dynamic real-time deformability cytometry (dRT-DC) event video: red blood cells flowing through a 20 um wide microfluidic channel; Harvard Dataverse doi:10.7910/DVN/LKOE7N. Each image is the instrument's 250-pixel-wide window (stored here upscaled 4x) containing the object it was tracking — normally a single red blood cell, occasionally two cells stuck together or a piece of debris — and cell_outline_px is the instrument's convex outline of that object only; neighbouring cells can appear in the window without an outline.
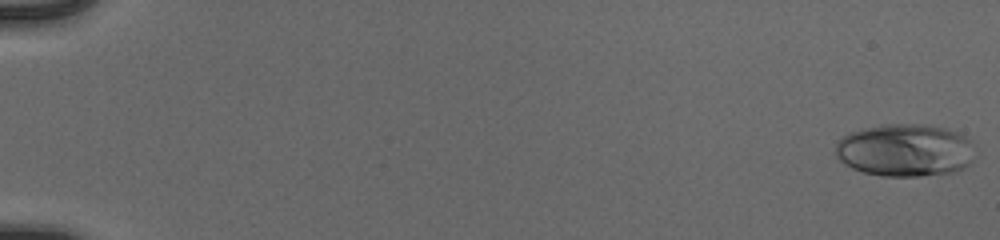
{"species": "human", "species_latin": "Homo sapiens", "temperature_condition": "cold", "stored_images_in_passage": 4, "camera_frame_rate_fps": 3000, "um_per_image_px": 0.085, "donor": {"sex": "male"}, "frame": {"image": 1, "passage_image": 1, "time_ms": 0.0, "image_size_px": [1000, 240], "cell_outline_px": [[972, 144], [968, 164], [964, 168], [952, 172], [920, 176], [880, 176], [864, 172], [852, 168], [844, 164], [836, 156], [836, 144], [848, 132], [884, 124], [924, 124], [944, 128], [956, 132], [972, 140]], "centroid_in_image_um": [76.88, 12.77], "position_along_channel_um": 8.1, "area_um2": 42.48}}